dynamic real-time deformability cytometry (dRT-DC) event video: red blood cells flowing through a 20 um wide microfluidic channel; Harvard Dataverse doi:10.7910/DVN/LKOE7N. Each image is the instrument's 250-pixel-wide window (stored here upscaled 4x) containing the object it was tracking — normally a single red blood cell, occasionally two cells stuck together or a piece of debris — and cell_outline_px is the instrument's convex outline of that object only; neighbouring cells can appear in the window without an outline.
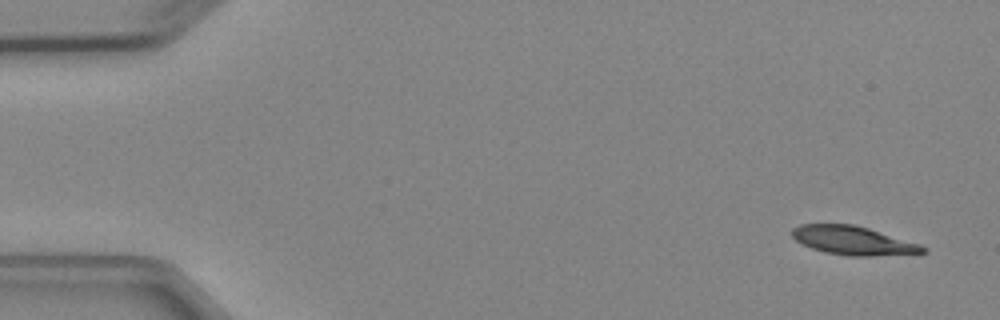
{"species": "Egyptian fruit bat (a non-hibernating species)", "species_latin": "Rousettus aegyptiacus", "temperature_condition": "cold", "stored_images_in_passage": 6, "camera_frame_rate_fps": 3000, "um_per_image_px": 0.085, "animal": {"sex": "female"}, "frame": {"image": 1, "passage_image": 1, "time_ms": 0.0, "image_size_px": [1000, 320], "cell_outline_px": [[928, 252], [872, 256], [848, 256], [824, 252], [812, 248], [796, 240], [792, 236], [792, 228], [800, 224], [856, 224], [920, 244], [928, 248]], "centroid_in_image_um": [72.53, 20.44], "position_along_channel_um": 12.5, "area_um2": 21.85}}
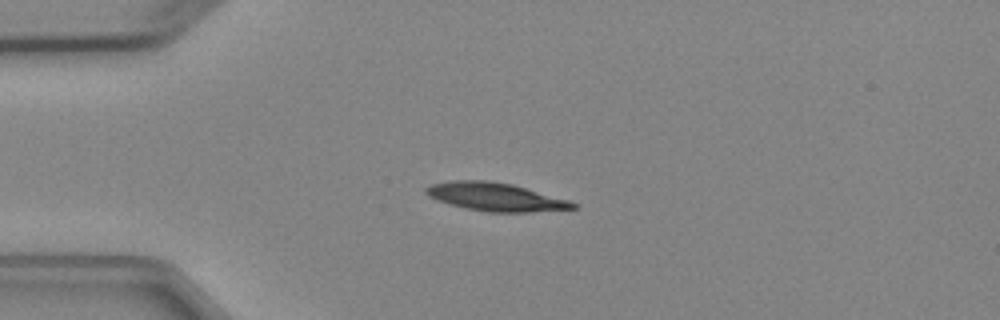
{"frame": {"image": 2, "passage_image": 3, "time_ms": 3.333, "image_size_px": [1000, 320], "cell_outline_px": [[580, 204], [576, 208], [532, 212], [488, 212], [468, 208], [436, 200], [428, 196], [424, 192], [424, 188], [432, 184], [452, 180], [488, 180], [512, 184], [568, 200]], "centroid_in_image_um": [42.11, 16.73], "position_along_channel_um": 42.9, "area_um2": 24.04}}